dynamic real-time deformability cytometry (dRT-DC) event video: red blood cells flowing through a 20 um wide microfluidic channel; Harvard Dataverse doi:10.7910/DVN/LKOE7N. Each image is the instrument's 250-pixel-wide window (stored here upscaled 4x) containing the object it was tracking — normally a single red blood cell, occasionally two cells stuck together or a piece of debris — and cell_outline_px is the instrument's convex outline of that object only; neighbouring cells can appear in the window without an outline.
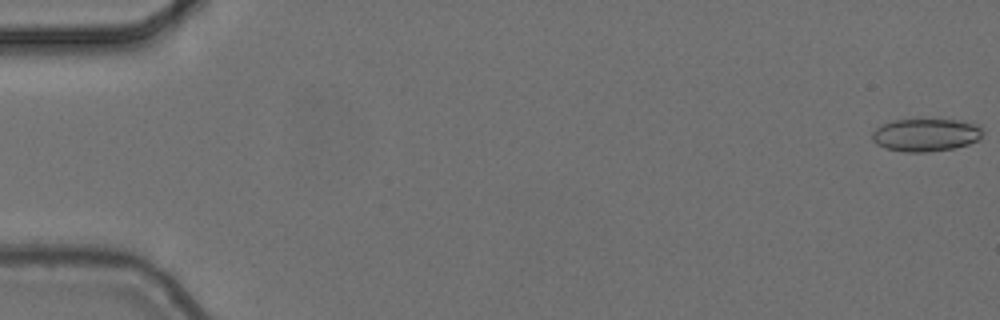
{"species": "common noctule bat (a hibernating species)", "species_latin": "Nyctalus noctula", "temperature_condition": "cold", "stored_images_in_passage": 9, "camera_frame_rate_fps": 3000, "um_per_image_px": 0.085, "animal": {"sex": "female", "body_mass_g": 24.6, "forearm_length_mm": 56.2}, "frame": {"image": 1, "passage_image": 1, "time_ms": 0.0, "image_size_px": [1000, 320], "cell_outline_px": [[984, 132], [980, 140], [968, 144], [952, 148], [928, 152], [904, 152], [884, 148], [876, 144], [872, 140], [872, 132], [876, 128], [884, 124], [896, 120], [920, 116], [956, 120], [980, 124], [984, 128]], "centroid_in_image_um": [78.73, 11.42], "position_along_channel_um": 6.3, "area_um2": 22.14}}
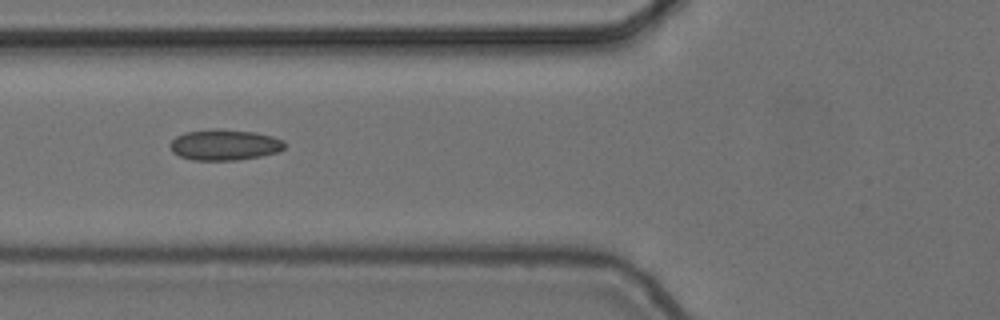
{"frame": {"image": 2, "passage_image": 6, "time_ms": 1.667, "image_size_px": [1000, 320], "cell_outline_px": [[284, 148], [276, 152], [260, 156], [236, 160], [192, 160], [180, 156], [172, 152], [168, 144], [176, 136], [184, 132], [216, 128], [220, 128], [256, 132], [272, 136], [284, 140]], "centroid_in_image_um": [19.05, 12.29], "position_along_channel_um": 106.8, "area_um2": 20.75}}
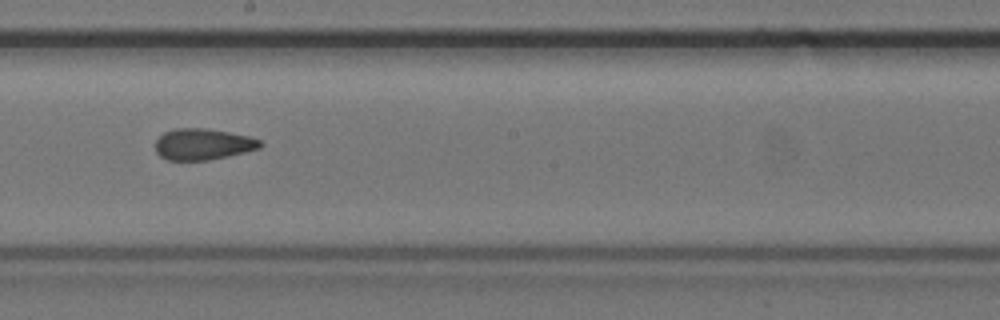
{"frame": {"image": 3, "passage_image": 9, "time_ms": 2.667, "image_size_px": [1000, 320], "cell_outline_px": [[264, 144], [260, 148], [228, 156], [208, 160], [168, 160], [160, 156], [156, 152], [156, 140], [164, 132], [176, 128], [208, 128], [248, 136], [260, 140]], "centroid_in_image_um": [17.25, 12.25], "position_along_channel_um": 231.0, "area_um2": 19.07}}